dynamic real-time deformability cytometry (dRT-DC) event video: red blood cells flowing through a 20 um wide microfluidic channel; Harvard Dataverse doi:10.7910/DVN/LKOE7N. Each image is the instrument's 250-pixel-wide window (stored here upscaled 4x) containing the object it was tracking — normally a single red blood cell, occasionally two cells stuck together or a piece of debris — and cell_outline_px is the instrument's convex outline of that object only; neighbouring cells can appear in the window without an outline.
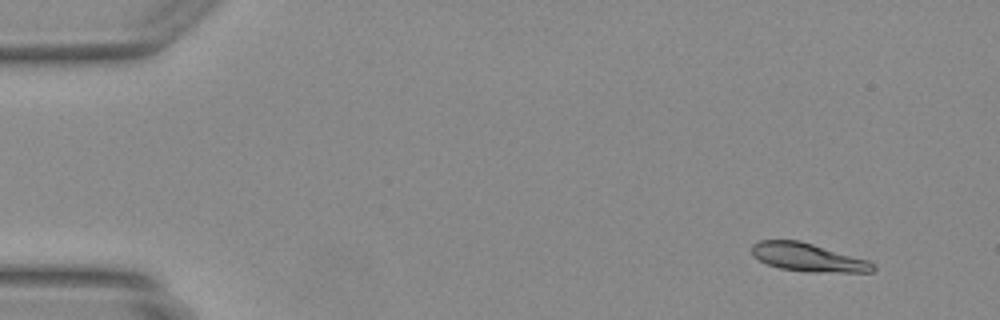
{"species": "Egyptian fruit bat (a non-hibernating species)", "species_latin": "Rousettus aegyptiacus", "temperature_condition": "warm", "stored_images_in_passage": 45, "camera_frame_rate_fps": 3000, "um_per_image_px": 0.085, "animal": {"sex": "female"}, "frame": {"image": 1, "passage_image": 1, "time_ms": 0.0, "image_size_px": [1000, 320], "cell_outline_px": [[876, 268], [872, 272], [812, 272], [780, 268], [768, 264], [752, 256], [752, 244], [760, 240], [800, 240], [868, 260]], "centroid_in_image_um": [68.66, 21.87], "position_along_channel_um": 16.3, "area_um2": 19.83}}
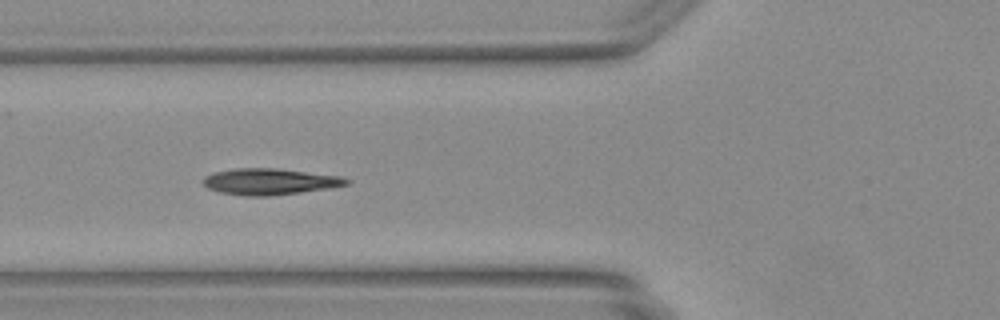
{"frame": {"image": 2, "passage_image": 15, "time_ms": 4.667, "image_size_px": [1000, 320], "cell_outline_px": [[352, 180], [348, 184], [328, 188], [300, 192], [268, 196], [248, 196], [220, 192], [208, 188], [200, 180], [204, 176], [216, 172], [236, 168], [280, 168], [340, 176]], "centroid_in_image_um": [22.92, 15.42], "position_along_channel_um": 102.9, "area_um2": 21.91}}
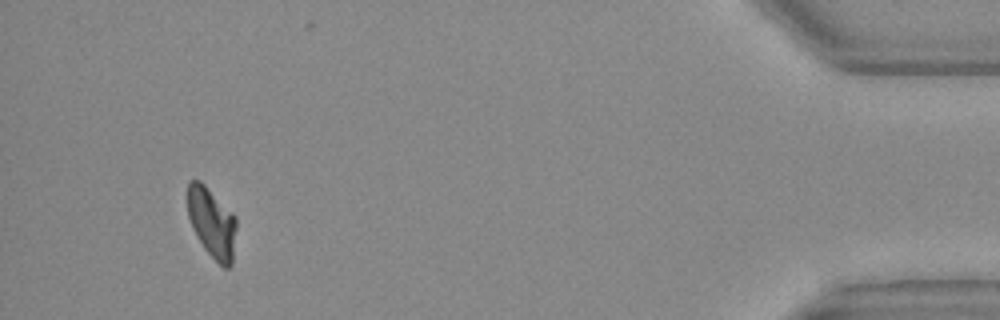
{"frame": {"image": 3, "passage_image": 42, "time_ms": 13.667, "image_size_px": [1000, 320], "cell_outline_px": [[236, 228], [232, 264], [228, 268], [224, 268], [204, 248], [196, 236], [192, 228], [188, 216], [188, 184], [192, 180], [200, 180], [236, 216]], "centroid_in_image_um": [18.01, 18.93], "position_along_channel_um": 417.2, "area_um2": 19.77}}